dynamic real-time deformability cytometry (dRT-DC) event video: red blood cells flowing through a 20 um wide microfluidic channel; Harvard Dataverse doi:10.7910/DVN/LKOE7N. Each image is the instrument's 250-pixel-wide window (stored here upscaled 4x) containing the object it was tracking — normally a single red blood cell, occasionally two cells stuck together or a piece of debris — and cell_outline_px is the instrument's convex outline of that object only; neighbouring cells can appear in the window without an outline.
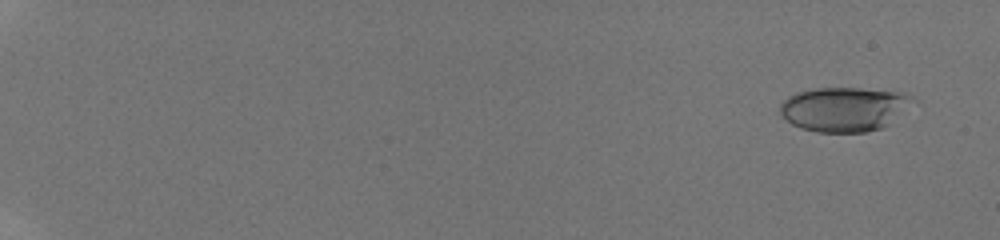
{"species": "human", "species_latin": "Homo sapiens", "temperature_condition": "room temperature", "stored_images_in_passage": 40, "camera_frame_rate_fps": 3000, "um_per_image_px": 0.085, "donor": {"sex": "male"}, "frame": {"image": 1, "passage_image": 6, "time_ms": 1.0, "image_size_px": [1000, 240], "cell_outline_px": [[916, 100], [880, 128], [864, 132], [816, 132], [800, 128], [792, 124], [780, 112], [780, 104], [788, 96], [796, 92], [816, 88], [860, 88], [900, 92], [912, 96]], "centroid_in_image_um": [71.7, 9.26], "position_along_channel_um": 13.3, "area_um2": 33.81}}